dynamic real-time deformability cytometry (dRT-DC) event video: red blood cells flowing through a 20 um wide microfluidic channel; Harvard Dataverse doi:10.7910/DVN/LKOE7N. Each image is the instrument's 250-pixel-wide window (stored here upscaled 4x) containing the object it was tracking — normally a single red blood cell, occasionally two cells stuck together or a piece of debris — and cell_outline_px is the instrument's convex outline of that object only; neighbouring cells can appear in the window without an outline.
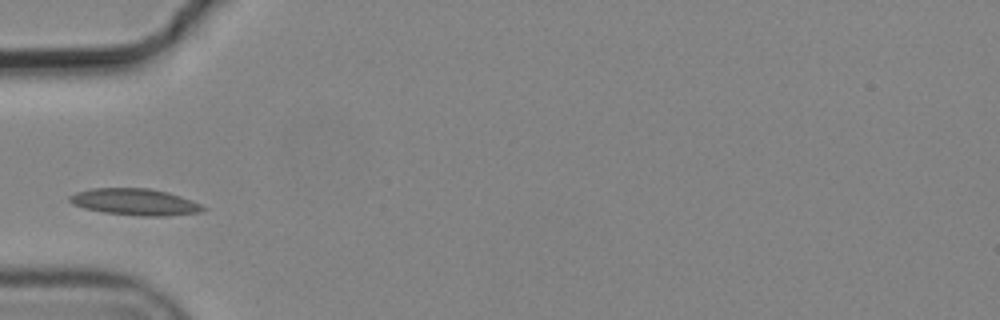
{"species": "common noctule bat (a hibernating species)", "species_latin": "Nyctalus noctula", "temperature_condition": "cold", "stored_images_in_passage": 4, "camera_frame_rate_fps": 3000, "um_per_image_px": 0.085, "animal": {"sex": "male", "body_mass_g": 19.2, "forearm_length_mm": 51.8}, "frame": {"image": 1, "passage_image": 4, "time_ms": 1.0, "image_size_px": [1000, 320], "cell_outline_px": [[208, 208], [204, 212], [164, 216], [140, 216], [104, 212], [84, 208], [72, 204], [68, 200], [68, 196], [76, 192], [92, 188], [148, 188], [168, 192], [192, 200]], "centroid_in_image_um": [11.49, 17.16], "position_along_channel_um": 73.5, "area_um2": 20.81}}